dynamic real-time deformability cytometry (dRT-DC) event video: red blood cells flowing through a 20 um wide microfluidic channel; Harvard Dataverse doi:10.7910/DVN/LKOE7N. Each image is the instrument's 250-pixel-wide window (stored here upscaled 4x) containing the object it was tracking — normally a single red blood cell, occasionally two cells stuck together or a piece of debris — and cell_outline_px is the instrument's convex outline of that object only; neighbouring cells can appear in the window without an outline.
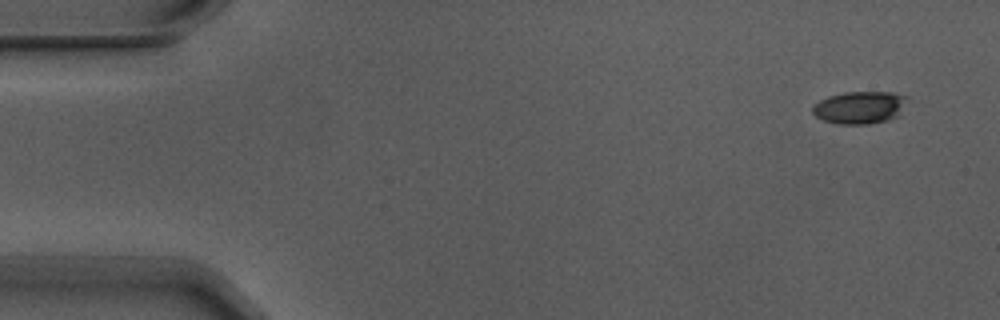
{"species": "Egyptian fruit bat (a non-hibernating species)", "species_latin": "Rousettus aegyptiacus", "temperature_condition": "warm", "stored_images_in_passage": 2, "camera_frame_rate_fps": 3000, "um_per_image_px": 0.085, "animal": {"sex": "male"}, "frame": {"image": 1, "passage_image": 1, "time_ms": 0.0, "image_size_px": [1000, 320], "cell_outline_px": [[908, 96], [900, 116], [888, 120], [868, 124], [836, 124], [824, 120], [816, 116], [812, 112], [812, 108], [820, 100], [828, 96], [844, 92], [892, 92]], "centroid_in_image_um": [73.11, 9.14], "position_along_channel_um": 11.9, "area_um2": 18.03}}